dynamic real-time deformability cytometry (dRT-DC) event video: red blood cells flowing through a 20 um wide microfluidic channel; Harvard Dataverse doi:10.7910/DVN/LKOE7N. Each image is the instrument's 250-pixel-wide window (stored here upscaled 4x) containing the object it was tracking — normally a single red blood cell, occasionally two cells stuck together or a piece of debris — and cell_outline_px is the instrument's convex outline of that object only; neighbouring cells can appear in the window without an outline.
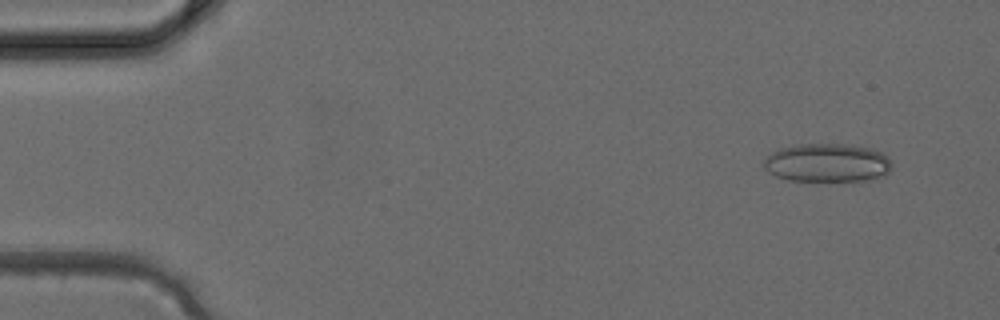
{"species": "common noctule bat (a hibernating species)", "species_latin": "Nyctalus noctula", "temperature_condition": "cold", "stored_images_in_passage": 3, "camera_frame_rate_fps": 3000, "um_per_image_px": 0.085, "animal": {"sex": "female", "body_mass_g": 24.6, "forearm_length_mm": 56.2}, "frame": {"image": 1, "passage_image": 1, "time_ms": 0.0, "image_size_px": [1000, 320], "cell_outline_px": [[892, 168], [884, 176], [868, 180], [788, 180], [776, 176], [768, 172], [764, 168], [764, 156], [776, 148], [800, 144], [852, 144], [872, 148], [884, 152], [888, 156], [892, 164]], "centroid_in_image_um": [70.32, 13.81], "position_along_channel_um": 14.7, "area_um2": 29.19}}